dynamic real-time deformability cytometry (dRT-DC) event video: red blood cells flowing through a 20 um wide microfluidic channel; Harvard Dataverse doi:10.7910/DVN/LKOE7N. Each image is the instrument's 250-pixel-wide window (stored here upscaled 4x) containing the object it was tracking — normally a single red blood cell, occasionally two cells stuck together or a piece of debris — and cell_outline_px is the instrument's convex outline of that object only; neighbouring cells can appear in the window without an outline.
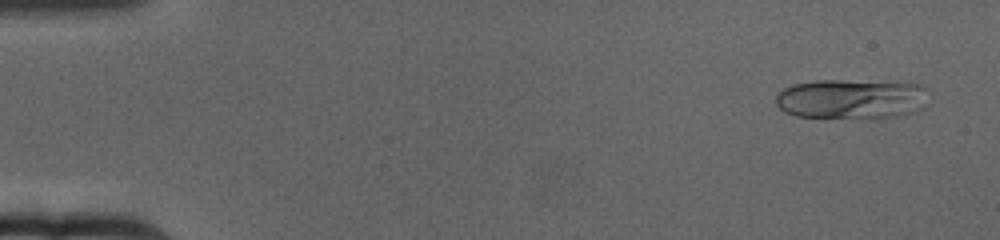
{"species": "human", "species_latin": "Homo sapiens", "temperature_condition": "cold", "stored_images_in_passage": 64, "camera_frame_rate_fps": 3000, "um_per_image_px": 0.085, "donor": {"sex": "female"}, "frame": {"image": 1, "passage_image": 3, "time_ms": 0.667, "image_size_px": [1000, 240], "cell_outline_px": [[932, 88], [928, 104], [924, 108], [916, 112], [880, 120], [864, 120], [796, 116], [784, 112], [776, 104], [776, 96], [784, 88], [792, 84], [816, 80], [912, 80], [924, 84]], "centroid_in_image_um": [72.6, 8.4], "position_along_channel_um": 12.4, "area_um2": 38.26}}
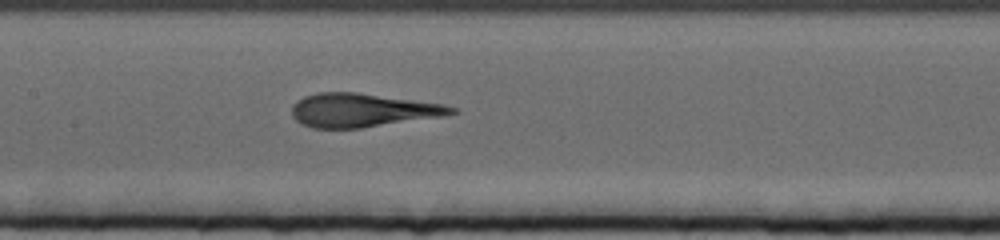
{"frame": {"image": 2, "passage_image": 31, "time_ms": 10.0, "image_size_px": [1000, 240], "cell_outline_px": [[460, 112], [444, 116], [360, 128], [312, 128], [300, 124], [292, 116], [292, 104], [296, 100], [304, 96], [320, 92], [356, 92], [444, 104], [456, 108]], "centroid_in_image_um": [30.78, 9.37], "position_along_channel_um": 176.6, "area_um2": 31.39}}
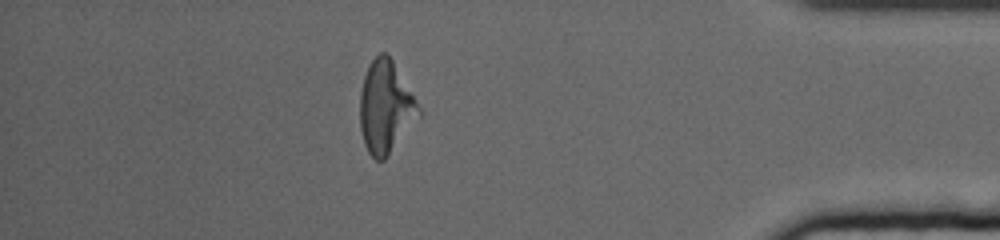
{"frame": {"image": 3, "passage_image": 56, "time_ms": 18.333, "image_size_px": [1000, 240], "cell_outline_px": [[420, 116], [388, 156], [384, 160], [376, 160], [368, 152], [364, 144], [360, 128], [360, 92], [364, 76], [372, 60], [380, 52], [384, 52], [392, 60], [416, 100], [420, 108]], "centroid_in_image_um": [32.76, 9.14], "position_along_channel_um": 402.4, "area_um2": 31.27}}